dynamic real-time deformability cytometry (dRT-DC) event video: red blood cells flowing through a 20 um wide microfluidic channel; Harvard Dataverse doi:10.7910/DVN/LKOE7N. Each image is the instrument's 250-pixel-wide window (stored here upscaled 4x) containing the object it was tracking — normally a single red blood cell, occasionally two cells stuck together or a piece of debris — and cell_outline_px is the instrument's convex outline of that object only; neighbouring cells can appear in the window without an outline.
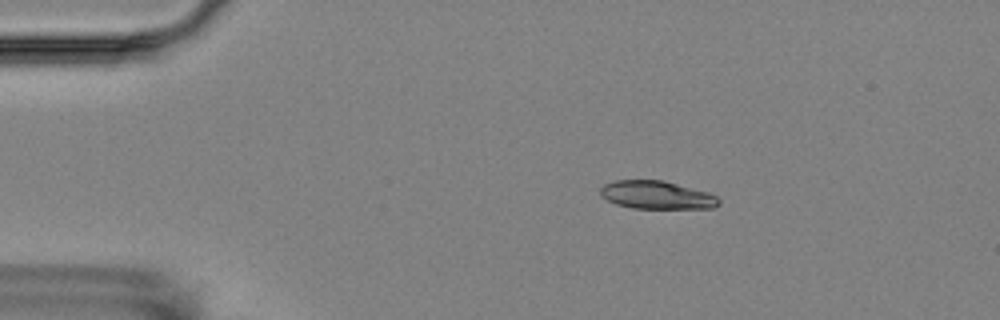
{"species": "Egyptian fruit bat (a non-hibernating species)", "species_latin": "Rousettus aegyptiacus", "temperature_condition": "room temperature", "stored_images_in_passage": 6, "camera_frame_rate_fps": 3000, "um_per_image_px": 0.085, "animal": {"sex": "female"}, "frame": {"image": 1, "passage_image": 3, "time_ms": 2.667, "image_size_px": [1000, 320], "cell_outline_px": [[720, 204], [712, 208], [632, 208], [616, 204], [600, 196], [600, 188], [604, 184], [616, 180], [664, 180], [708, 192], [716, 196], [720, 200]], "centroid_in_image_um": [55.81, 16.57], "position_along_channel_um": 29.2, "area_um2": 19.42}}